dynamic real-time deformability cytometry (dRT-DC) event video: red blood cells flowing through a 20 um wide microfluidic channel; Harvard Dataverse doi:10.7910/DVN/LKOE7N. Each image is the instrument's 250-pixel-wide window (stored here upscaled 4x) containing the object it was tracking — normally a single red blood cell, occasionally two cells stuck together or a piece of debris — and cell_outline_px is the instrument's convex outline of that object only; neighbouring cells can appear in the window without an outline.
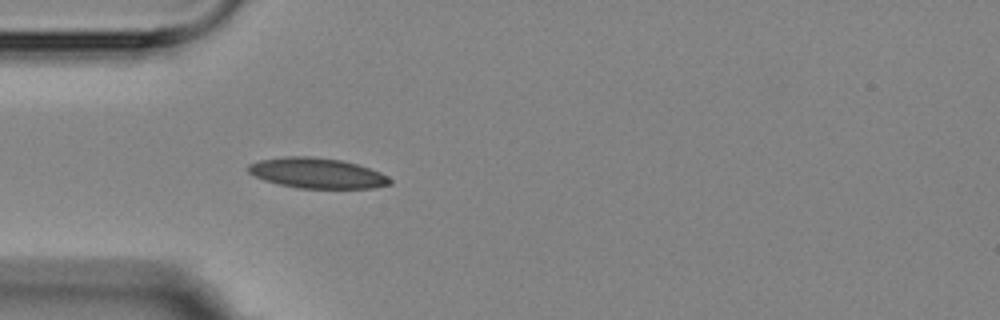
{"species": "Egyptian fruit bat (a non-hibernating species)", "species_latin": "Rousettus aegyptiacus", "temperature_condition": "room temperature", "stored_images_in_passage": 1, "camera_frame_rate_fps": 3000, "um_per_image_px": 0.085, "animal": {"sex": "female"}, "frame": {"image": 1, "passage_image": 1, "time_ms": 0.0, "image_size_px": [1000, 320], "cell_outline_px": [[392, 184], [376, 188], [300, 188], [280, 184], [264, 180], [248, 172], [248, 164], [260, 160], [284, 156], [308, 156], [340, 160], [356, 164], [380, 172], [388, 176], [392, 180]], "centroid_in_image_um": [26.97, 14.72], "position_along_channel_um": 58.0, "area_um2": 24.91}}